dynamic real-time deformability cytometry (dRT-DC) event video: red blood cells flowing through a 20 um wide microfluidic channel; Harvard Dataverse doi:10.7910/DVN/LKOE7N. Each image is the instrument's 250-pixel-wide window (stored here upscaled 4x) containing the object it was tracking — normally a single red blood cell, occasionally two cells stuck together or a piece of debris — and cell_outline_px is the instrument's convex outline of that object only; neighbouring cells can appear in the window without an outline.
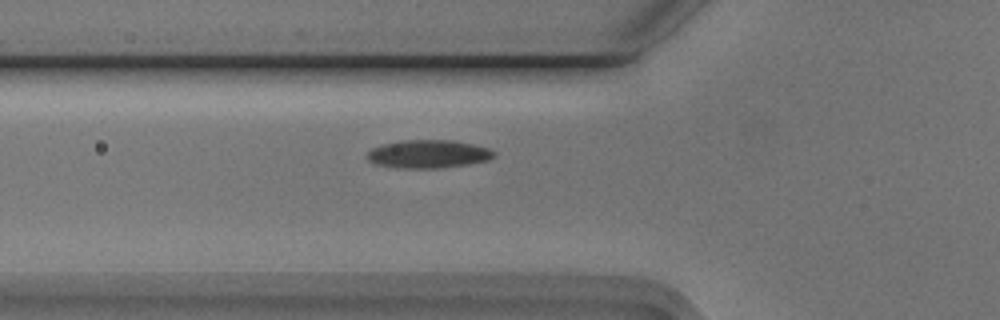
{"species": "Egyptian fruit bat (a non-hibernating species)", "species_latin": "Rousettus aegyptiacus", "temperature_condition": "cold", "stored_images_in_passage": 33, "camera_frame_rate_fps": 3000, "um_per_image_px": 0.085, "animal": {"sex": "male"}, "frame": {"image": 1, "passage_image": 5, "time_ms": 1.333, "image_size_px": [1000, 320], "cell_outline_px": [[496, 156], [488, 160], [468, 164], [444, 168], [392, 168], [376, 164], [368, 160], [364, 156], [372, 148], [384, 144], [400, 140], [452, 140], [472, 144], [488, 148], [496, 152]], "centroid_in_image_um": [36.39, 13.1], "position_along_channel_um": 89.4, "area_um2": 21.04}}
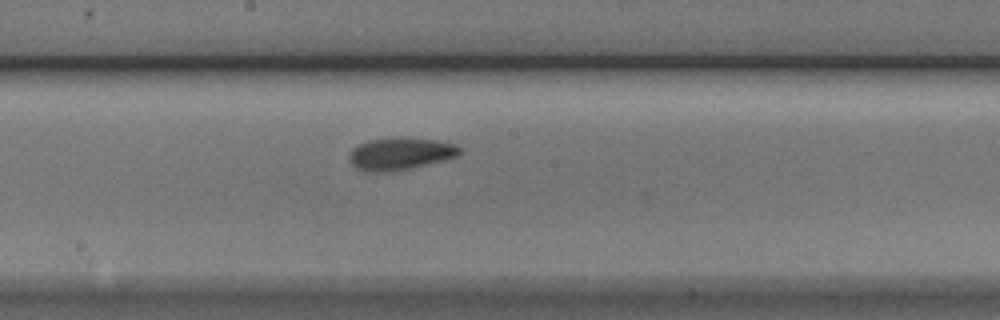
{"frame": {"image": 2, "passage_image": 15, "time_ms": 4.667, "image_size_px": [1000, 320], "cell_outline_px": [[460, 156], [396, 172], [368, 172], [356, 168], [348, 160], [348, 156], [352, 148], [368, 140], [400, 136], [408, 136], [436, 140], [456, 144], [460, 148]], "centroid_in_image_um": [34.02, 13.06], "position_along_channel_um": 214.2, "area_um2": 21.39}}
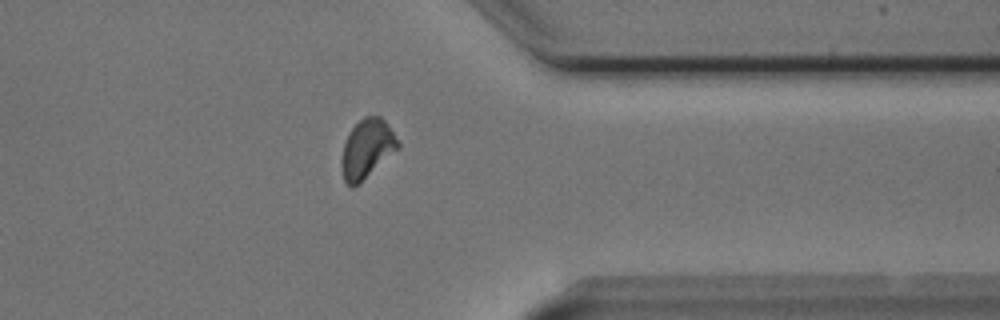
{"frame": {"image": 3, "passage_image": 29, "time_ms": 9.333, "image_size_px": [1000, 320], "cell_outline_px": [[400, 148], [352, 188], [344, 180], [340, 164], [340, 160], [344, 144], [352, 128], [364, 116], [380, 116], [388, 124], [400, 144]], "centroid_in_image_um": [31.19, 12.63], "position_along_channel_um": 380.2, "area_um2": 19.07}, "authors_computed_cell_mechanics": {"area_um2": 19.8832, "velocity_mm_per_s": 3.7395, "shape_relaxation_time_tau1_ms": 5.9682, "shape_relaxation_time_tau2_ms": 4.3022, "deformation_change_tau1": 0.1492, "deformation_change_tau2": 0.0908}}